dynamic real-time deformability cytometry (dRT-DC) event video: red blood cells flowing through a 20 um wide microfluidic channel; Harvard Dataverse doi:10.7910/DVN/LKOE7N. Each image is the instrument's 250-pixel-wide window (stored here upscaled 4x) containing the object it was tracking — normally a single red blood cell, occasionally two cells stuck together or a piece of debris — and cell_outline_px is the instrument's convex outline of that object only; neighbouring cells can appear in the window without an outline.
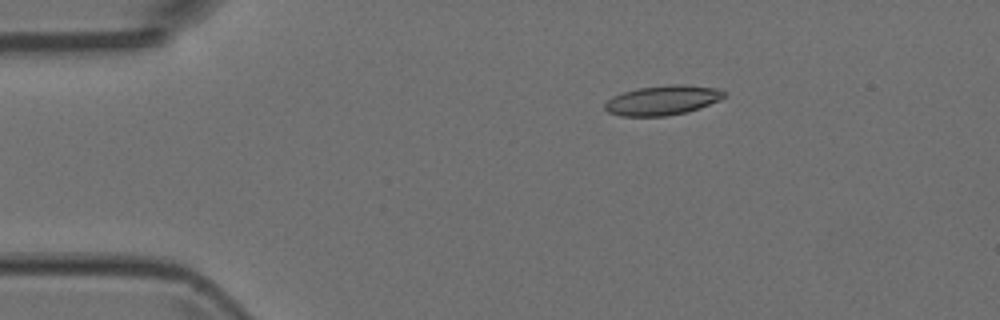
{"species": "Egyptian fruit bat (a non-hibernating species)", "species_latin": "Rousettus aegyptiacus", "temperature_condition": "room temperature", "stored_images_in_passage": 9, "camera_frame_rate_fps": 3000, "um_per_image_px": 0.085, "animal": {"sex": "female"}, "frame": {"image": 1, "passage_image": 3, "time_ms": 0.667, "image_size_px": [1000, 320], "cell_outline_px": [[728, 96], [720, 100], [700, 108], [684, 112], [664, 116], [620, 116], [608, 112], [604, 108], [604, 104], [612, 96], [636, 88], [668, 84], [684, 84], [720, 88], [728, 92]], "centroid_in_image_um": [56.37, 8.5], "position_along_channel_um": 28.6, "area_um2": 20.92}}
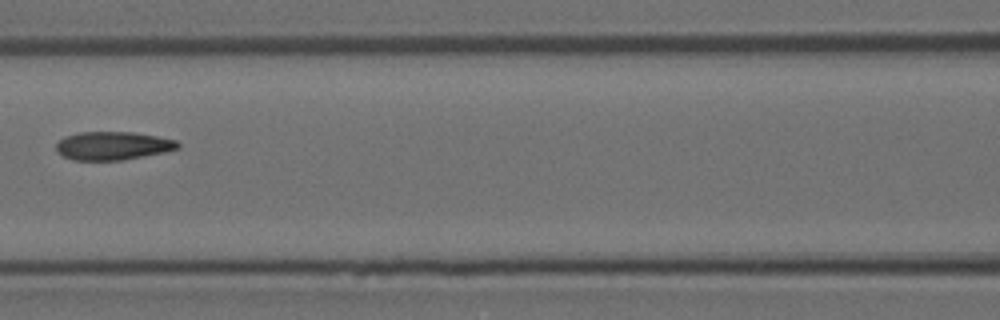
{"frame": {"image": 2, "passage_image": 7, "time_ms": 2.0, "image_size_px": [1000, 320], "cell_outline_px": [[180, 148], [164, 152], [144, 156], [120, 160], [72, 160], [56, 152], [56, 144], [64, 136], [76, 132], [132, 132], [156, 136], [176, 140], [180, 144]], "centroid_in_image_um": [9.57, 12.38], "position_along_channel_um": 157.0, "area_um2": 20.11}}
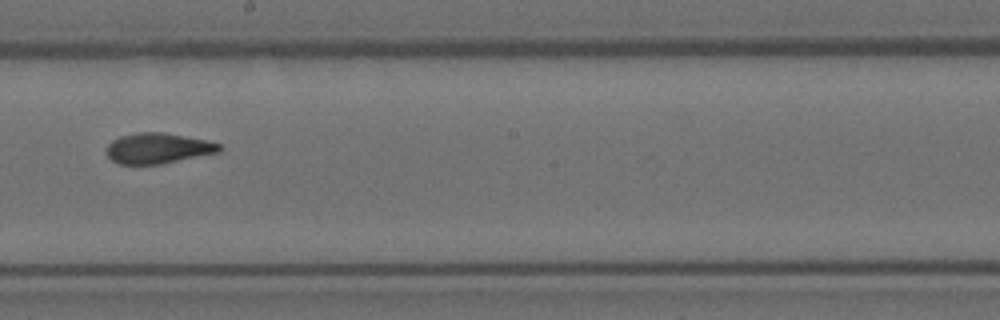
{"frame": {"image": 3, "passage_image": 9, "time_ms": 2.667, "image_size_px": [1000, 320], "cell_outline_px": [[220, 152], [160, 164], [116, 164], [108, 156], [108, 144], [112, 140], [120, 136], [136, 132], [160, 132], [204, 140], [220, 144]], "centroid_in_image_um": [13.39, 12.61], "position_along_channel_um": 234.8, "area_um2": 19.77}}